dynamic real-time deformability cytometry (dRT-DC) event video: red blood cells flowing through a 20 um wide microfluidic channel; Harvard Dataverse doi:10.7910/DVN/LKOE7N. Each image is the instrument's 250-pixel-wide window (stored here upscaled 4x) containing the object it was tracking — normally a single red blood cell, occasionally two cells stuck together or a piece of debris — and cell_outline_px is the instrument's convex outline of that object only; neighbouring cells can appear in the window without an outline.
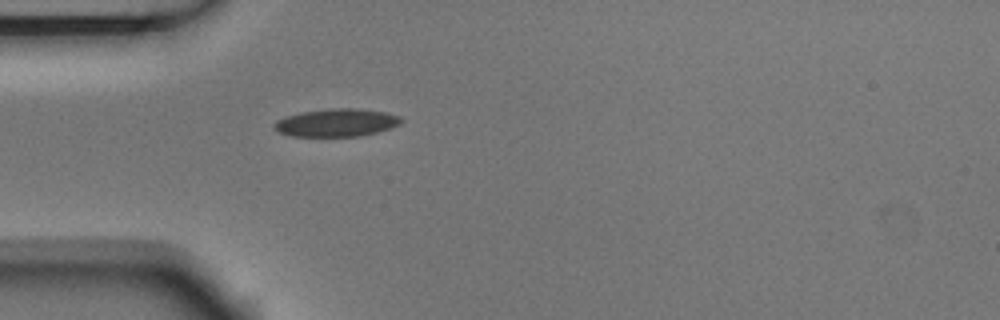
{"species": "Egyptian fruit bat (a non-hibernating species)", "species_latin": "Rousettus aegyptiacus", "temperature_condition": "room temperature", "stored_images_in_passage": 34, "camera_frame_rate_fps": 3000, "um_per_image_px": 0.085, "animal": {"sex": "male"}, "frame": {"image": 1, "passage_image": 1, "time_ms": 0.0, "image_size_px": [1000, 320], "cell_outline_px": [[404, 120], [400, 124], [392, 128], [360, 136], [292, 136], [280, 132], [272, 128], [272, 124], [276, 120], [284, 116], [300, 112], [332, 108], [356, 108], [384, 112], [400, 116]], "centroid_in_image_um": [28.59, 10.42], "position_along_channel_um": 56.4, "area_um2": 20.75}}
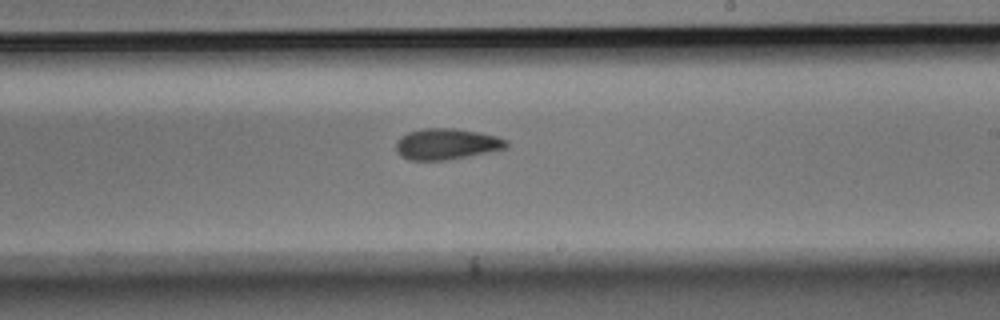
{"frame": {"image": 2, "passage_image": 17, "time_ms": 5.333, "image_size_px": [1000, 320], "cell_outline_px": [[508, 148], [488, 152], [444, 160], [408, 160], [400, 156], [396, 152], [396, 140], [400, 136], [408, 132], [424, 128], [452, 128], [480, 132], [496, 136], [508, 140]], "centroid_in_image_um": [37.93, 12.23], "position_along_channel_um": 251.1, "area_um2": 20.06}}
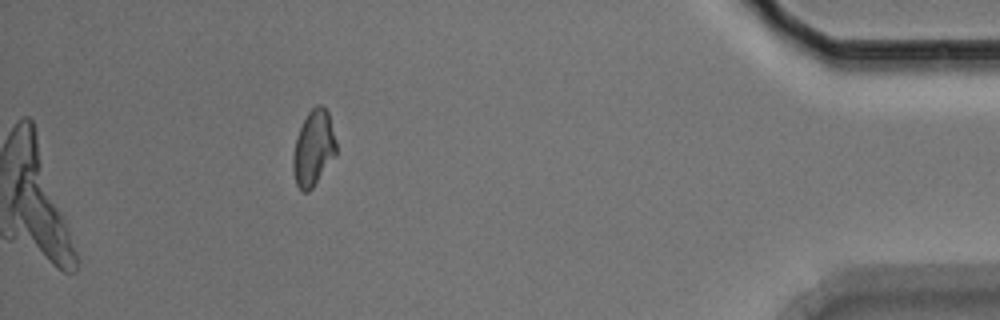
{"frame": {"image": 3, "passage_image": 34, "time_ms": 11.0, "image_size_px": [1000, 320], "cell_outline_px": [[336, 156], [312, 188], [308, 192], [304, 192], [296, 184], [292, 168], [292, 156], [296, 136], [308, 112], [316, 104], [320, 104], [328, 112], [336, 140]], "centroid_in_image_um": [26.64, 12.6], "position_along_channel_um": 408.6, "area_um2": 19.07}, "authors_computed_cell_mechanics": {"area_um2": 19.9988, "velocity_mm_per_s": 3.7229, "shape_relaxation_time_tau1_ms": 8.0989, "shape_relaxation_time_tau2_ms": 3.7346, "deformation_change_tau1": 0.1672, "deformation_change_tau2": 0.088}}